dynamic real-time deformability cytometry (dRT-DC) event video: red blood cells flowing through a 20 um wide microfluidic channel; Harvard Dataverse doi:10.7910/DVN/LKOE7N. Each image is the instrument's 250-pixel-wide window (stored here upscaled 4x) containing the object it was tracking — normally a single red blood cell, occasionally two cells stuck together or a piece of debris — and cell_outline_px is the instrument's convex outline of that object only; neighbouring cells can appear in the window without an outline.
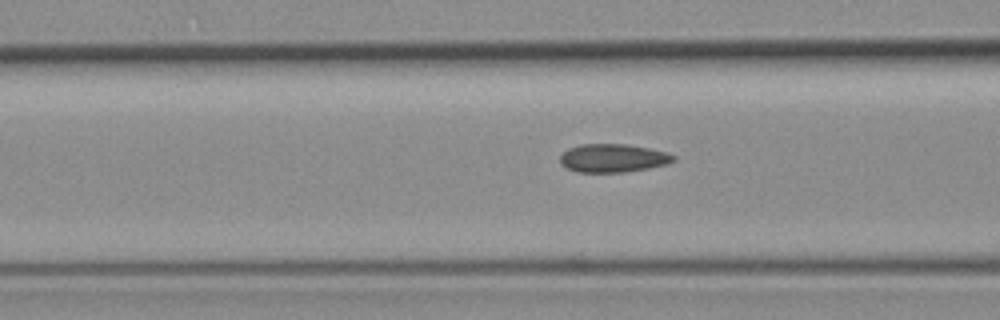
{"species": "common noctule bat (a hibernating species)", "species_latin": "Nyctalus noctula", "temperature_condition": "room temperature", "stored_images_in_passage": 32, "camera_frame_rate_fps": 3000, "um_per_image_px": 0.085, "animal": {"sex": "female", "body_mass_g": 19.3, "forearm_length_mm": 54.1}, "frame": {"image": 1, "passage_image": 10, "time_ms": 3.0, "image_size_px": [1000, 320], "cell_outline_px": [[676, 160], [668, 164], [648, 168], [624, 172], [576, 172], [560, 164], [560, 156], [568, 148], [580, 144], [624, 144], [648, 148], [668, 152], [676, 156]], "centroid_in_image_um": [52.12, 13.44], "position_along_channel_um": 114.5, "area_um2": 18.79}}
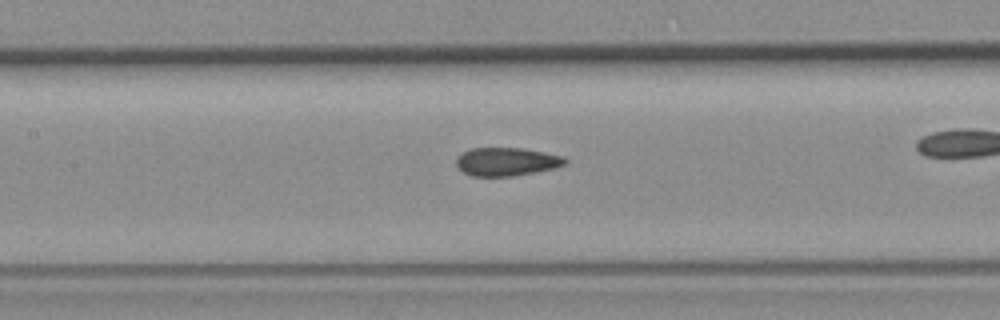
{"frame": {"image": 2, "passage_image": 14, "time_ms": 4.333, "image_size_px": [1000, 320], "cell_outline_px": [[568, 164], [556, 168], [536, 172], [512, 176], [472, 176], [464, 172], [456, 164], [456, 156], [472, 148], [524, 148], [564, 156], [568, 160]], "centroid_in_image_um": [43.11, 13.74], "position_along_channel_um": 164.3, "area_um2": 18.09}}